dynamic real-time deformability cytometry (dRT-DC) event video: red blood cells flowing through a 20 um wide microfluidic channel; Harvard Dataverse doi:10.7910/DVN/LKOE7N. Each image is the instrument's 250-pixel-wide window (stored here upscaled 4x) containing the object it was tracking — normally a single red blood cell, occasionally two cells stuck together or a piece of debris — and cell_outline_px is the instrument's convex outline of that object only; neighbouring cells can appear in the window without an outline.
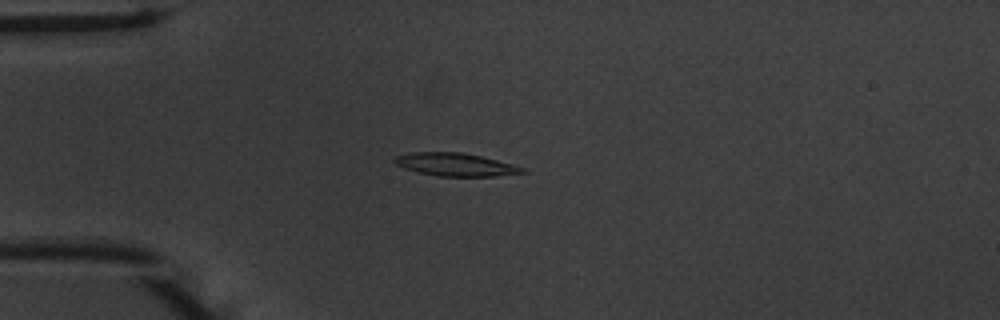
{"species": "common noctule bat (a hibernating species)", "species_latin": "Nyctalus noctula", "temperature_condition": "warm", "stored_images_in_passage": 54, "camera_frame_rate_fps": 3000, "um_per_image_px": 0.085, "animal": {"sex": "male", "body_mass_g": 20.1, "forearm_length_mm": 53.5}, "frame": {"image": 1, "passage_image": 14, "time_ms": 4.333, "image_size_px": [1000, 320], "cell_outline_px": [[528, 172], [496, 176], [440, 176], [420, 172], [404, 168], [396, 164], [392, 160], [396, 156], [412, 152], [460, 152], [480, 156], [528, 168]], "centroid_in_image_um": [38.75, 13.99], "position_along_channel_um": 46.2, "area_um2": 16.99}}
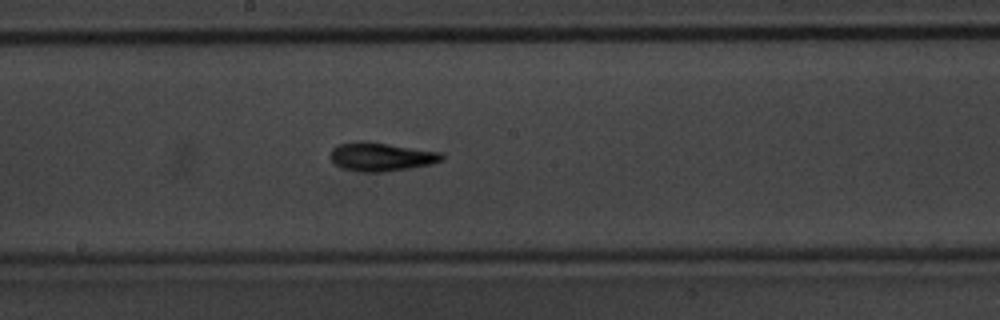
{"frame": {"image": 2, "passage_image": 29, "time_ms": 9.333, "image_size_px": [1000, 320], "cell_outline_px": [[444, 160], [432, 164], [384, 172], [356, 172], [344, 168], [336, 164], [332, 160], [332, 148], [340, 144], [360, 140], [364, 140], [444, 152]], "centroid_in_image_um": [32.46, 13.32], "position_along_channel_um": 215.7, "area_um2": 18.73}}
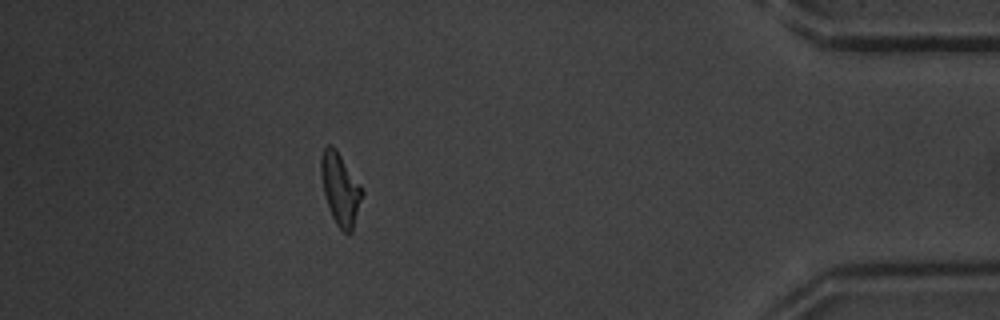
{"frame": {"image": 3, "passage_image": 48, "time_ms": 15.667, "image_size_px": [1000, 320], "cell_outline_px": [[364, 192], [352, 232], [344, 232], [336, 224], [332, 216], [324, 192], [320, 172], [320, 156], [324, 148], [328, 144], [332, 144], [336, 148], [360, 184]], "centroid_in_image_um": [28.92, 16.02], "position_along_channel_um": 406.3, "area_um2": 17.17}, "authors_computed_cell_mechanics": {"area_um2": 17.0221, "velocity_mm_per_s": 3.7485, "shape_relaxation_time_tau1_ms": 3.6647, "shape_relaxation_time_tau2_ms": 3.4615, "deformation_change_tau1": 0.1657, "deformation_change_tau2": 0.127}}